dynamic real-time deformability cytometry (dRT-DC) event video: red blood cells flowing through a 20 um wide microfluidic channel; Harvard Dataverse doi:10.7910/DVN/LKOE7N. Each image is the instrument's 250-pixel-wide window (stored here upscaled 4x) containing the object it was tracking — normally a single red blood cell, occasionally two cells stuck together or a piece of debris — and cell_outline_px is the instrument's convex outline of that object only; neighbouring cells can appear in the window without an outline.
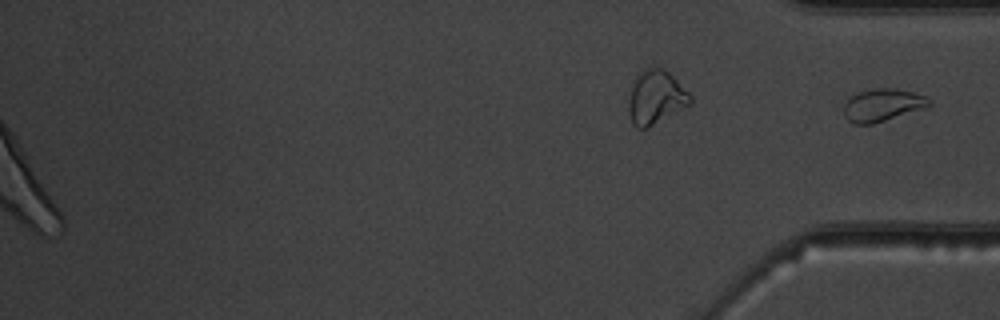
{"species": "common noctule bat (a hibernating species)", "species_latin": "Nyctalus noctula", "temperature_condition": "warm", "stored_images_in_passage": 46, "segment_of_instrument_passage": [2, 2], "camera_frame_rate_fps": 3000, "um_per_image_px": 0.085, "animal": {"sex": "male", "body_mass_g": 19.5, "forearm_length_mm": 54.6}, "frame": {"image": 1, "passage_image": 46, "time_ms": 15.0, "image_size_px": [1000, 320], "cell_outline_px": [[932, 104], [928, 108], [872, 124], [852, 124], [844, 116], [844, 100], [860, 92], [872, 88], [892, 88], [912, 92], [924, 96]], "centroid_in_image_um": [75.0, 8.94], "position_along_channel_um": 360.2, "area_um2": 16.3}}